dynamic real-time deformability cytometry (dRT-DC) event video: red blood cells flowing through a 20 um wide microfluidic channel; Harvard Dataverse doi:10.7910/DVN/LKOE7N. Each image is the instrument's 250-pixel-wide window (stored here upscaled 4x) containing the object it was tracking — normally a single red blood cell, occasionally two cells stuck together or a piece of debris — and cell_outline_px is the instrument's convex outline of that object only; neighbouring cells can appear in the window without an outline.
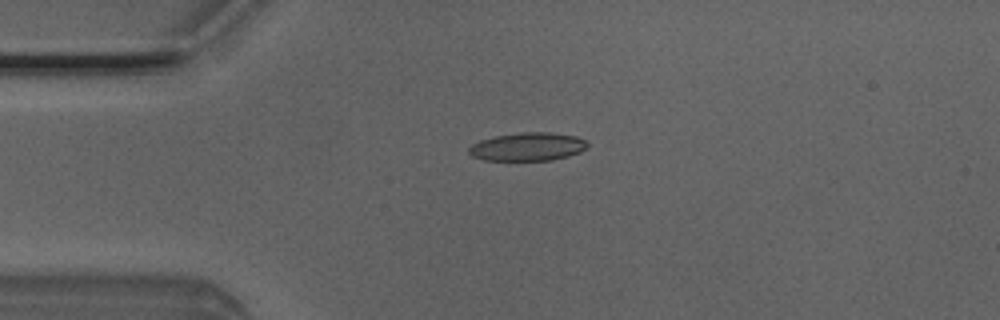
{"species": "Egyptian fruit bat (a non-hibernating species)", "species_latin": "Rousettus aegyptiacus", "temperature_condition": "room temperature", "stored_images_in_passage": 6, "camera_frame_rate_fps": 3000, "um_per_image_px": 0.085, "animal": {"sex": "male"}, "frame": {"image": 1, "passage_image": 4, "time_ms": 1.0, "image_size_px": [1000, 320], "cell_outline_px": [[588, 144], [580, 152], [568, 156], [552, 160], [484, 160], [472, 156], [468, 152], [468, 148], [472, 144], [480, 140], [496, 136], [520, 132], [548, 132], [576, 136], [584, 140]], "centroid_in_image_um": [44.83, 12.47], "position_along_channel_um": 40.2, "area_um2": 19.42}}